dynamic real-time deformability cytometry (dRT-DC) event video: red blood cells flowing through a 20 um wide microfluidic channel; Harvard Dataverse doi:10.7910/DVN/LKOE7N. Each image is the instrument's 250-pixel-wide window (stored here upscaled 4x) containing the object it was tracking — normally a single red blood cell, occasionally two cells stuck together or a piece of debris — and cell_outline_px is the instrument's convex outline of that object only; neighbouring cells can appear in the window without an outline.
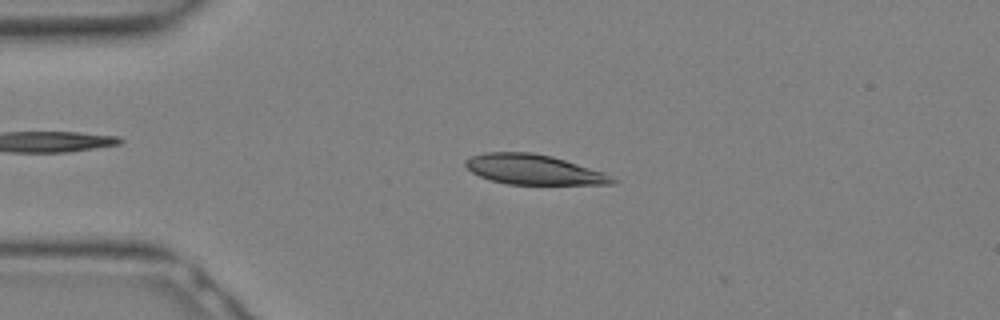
{"species": "Egyptian fruit bat (a non-hibernating species)", "species_latin": "Rousettus aegyptiacus", "temperature_condition": "warm", "stored_images_in_passage": 8, "camera_frame_rate_fps": 3000, "um_per_image_px": 0.085, "animal": {"sex": "female"}, "frame": {"image": 1, "passage_image": 6, "time_ms": 1.667, "image_size_px": [1000, 320], "cell_outline_px": [[620, 180], [616, 184], [508, 184], [492, 180], [480, 176], [472, 172], [464, 164], [464, 160], [472, 156], [484, 152], [532, 152], [552, 156], [604, 172]], "centroid_in_image_um": [45.39, 14.41], "position_along_channel_um": 39.6, "area_um2": 25.66}}